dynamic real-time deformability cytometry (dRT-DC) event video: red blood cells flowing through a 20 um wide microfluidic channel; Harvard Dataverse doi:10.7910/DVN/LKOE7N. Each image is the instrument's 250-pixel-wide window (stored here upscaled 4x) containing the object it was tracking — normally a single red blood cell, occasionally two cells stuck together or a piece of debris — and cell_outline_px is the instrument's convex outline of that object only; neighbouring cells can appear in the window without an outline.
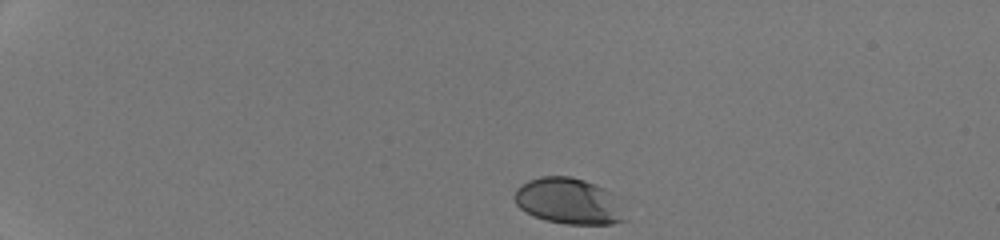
{"species": "human", "species_latin": "Homo sapiens", "temperature_condition": "room temperature", "stored_images_in_passage": 35, "camera_frame_rate_fps": 3000, "um_per_image_px": 0.085, "donor": {"sex": "male"}, "frame": {"image": 1, "passage_image": 1, "time_ms": 0.0, "image_size_px": [1000, 240], "cell_outline_px": [[628, 220], [612, 224], [564, 224], [544, 220], [532, 216], [524, 212], [516, 204], [512, 196], [516, 188], [528, 180], [540, 176], [572, 176], [596, 184], [612, 192]], "centroid_in_image_um": [48.3, 17.1], "position_along_channel_um": 36.7, "area_um2": 30.11}}
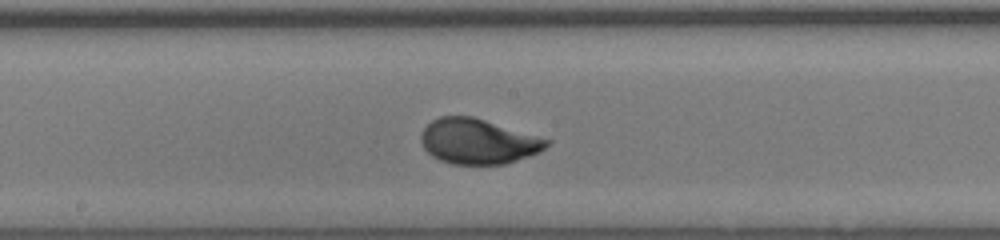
{"frame": {"image": 2, "passage_image": 20, "time_ms": 6.333, "image_size_px": [1000, 240], "cell_outline_px": [[552, 140], [544, 148], [528, 156], [504, 164], [452, 164], [440, 160], [432, 156], [424, 148], [420, 140], [420, 136], [424, 128], [432, 120], [440, 116], [472, 116]], "centroid_in_image_um": [40.6, 12.01], "position_along_channel_um": 207.6, "area_um2": 32.77}}
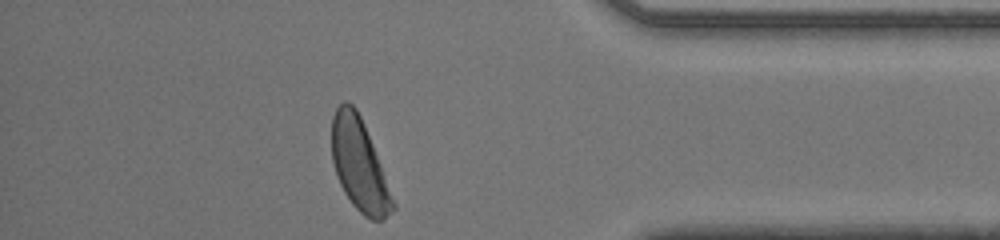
{"frame": {"image": 3, "passage_image": 35, "time_ms": 11.333, "image_size_px": [1000, 240], "cell_outline_px": [[396, 208], [384, 220], [372, 220], [364, 216], [352, 204], [344, 192], [336, 176], [332, 160], [332, 116], [336, 108], [344, 100], [348, 100], [356, 108], [364, 124], [396, 204]], "centroid_in_image_um": [30.53, 14.02], "position_along_channel_um": 404.7, "area_um2": 32.6}, "authors_computed_cell_mechanics": {"area_um2": 32.4836, "velocity_mm_per_s": 4.2994, "shape_relaxation_time_tau1_ms": 2.0909, "shape_relaxation_time_tau2_ms": null, "deformation_change_tau1": 0.1423, "deformation_change_tau2": null}}